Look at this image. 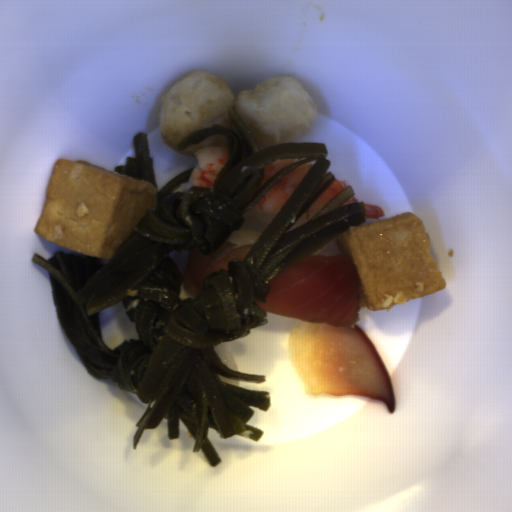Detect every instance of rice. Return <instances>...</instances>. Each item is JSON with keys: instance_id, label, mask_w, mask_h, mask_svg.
<instances>
[{"instance_id": "3", "label": "rice", "mask_w": 512, "mask_h": 512, "mask_svg": "<svg viewBox=\"0 0 512 512\" xmlns=\"http://www.w3.org/2000/svg\"><path fill=\"white\" fill-rule=\"evenodd\" d=\"M320 211H306L300 219L287 231L290 232L292 230H295L299 228L300 226L304 225L308 221H310L314 216H316ZM286 232V233H287Z\"/></svg>"}, {"instance_id": "2", "label": "rice", "mask_w": 512, "mask_h": 512, "mask_svg": "<svg viewBox=\"0 0 512 512\" xmlns=\"http://www.w3.org/2000/svg\"><path fill=\"white\" fill-rule=\"evenodd\" d=\"M338 254H342V252H341L339 245L335 239L334 241H332L325 247L321 248L320 250L314 252L313 254H311L309 256H328L329 257V256H333V255H338Z\"/></svg>"}, {"instance_id": "1", "label": "rice", "mask_w": 512, "mask_h": 512, "mask_svg": "<svg viewBox=\"0 0 512 512\" xmlns=\"http://www.w3.org/2000/svg\"><path fill=\"white\" fill-rule=\"evenodd\" d=\"M278 213L248 212L244 215V223L225 241L239 246L256 244Z\"/></svg>"}]
</instances>
